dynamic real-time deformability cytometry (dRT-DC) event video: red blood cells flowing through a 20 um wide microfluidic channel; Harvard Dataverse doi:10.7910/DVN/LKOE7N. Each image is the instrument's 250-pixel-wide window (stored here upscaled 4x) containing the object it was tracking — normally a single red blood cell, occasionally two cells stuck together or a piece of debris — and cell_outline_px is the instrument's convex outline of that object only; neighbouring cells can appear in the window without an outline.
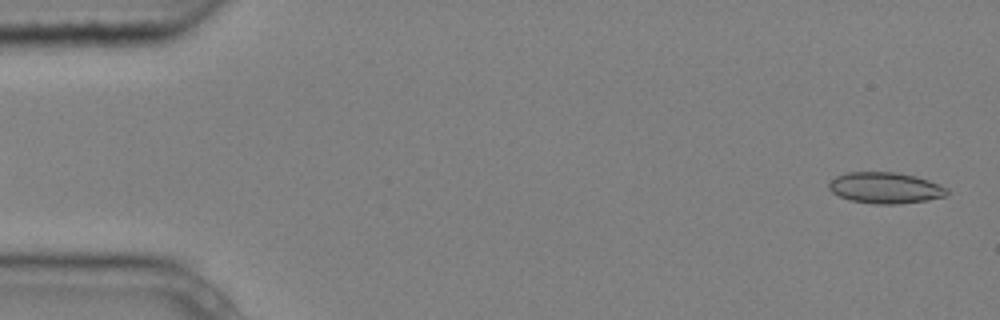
{"species": "common noctule bat (a hibernating species)", "species_latin": "Nyctalus noctula", "temperature_condition": "cold", "stored_images_in_passage": 5, "segment_of_instrument_passage": [2, 2], "camera_frame_rate_fps": 3000, "um_per_image_px": 0.085, "animal": {"sex": "male", "body_mass_g": 20.4}, "frame": {"image": 1, "passage_image": 5, "time_ms": 1.333, "image_size_px": [1000, 320], "cell_outline_px": [[948, 196], [928, 200], [900, 204], [872, 204], [848, 200], [832, 192], [828, 188], [828, 184], [836, 176], [848, 172], [896, 172], [916, 176], [928, 180], [948, 188]], "centroid_in_image_um": [75.26, 15.98], "position_along_channel_um": 9.7, "area_um2": 21.62}}